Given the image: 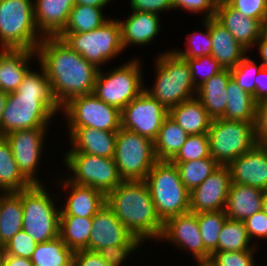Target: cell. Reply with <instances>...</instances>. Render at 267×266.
I'll return each instance as SVG.
<instances>
[{"instance_id": "1", "label": "cell", "mask_w": 267, "mask_h": 266, "mask_svg": "<svg viewBox=\"0 0 267 266\" xmlns=\"http://www.w3.org/2000/svg\"><path fill=\"white\" fill-rule=\"evenodd\" d=\"M36 53L60 107L76 96L93 93L99 68L70 49L59 37H44Z\"/></svg>"}, {"instance_id": "2", "label": "cell", "mask_w": 267, "mask_h": 266, "mask_svg": "<svg viewBox=\"0 0 267 266\" xmlns=\"http://www.w3.org/2000/svg\"><path fill=\"white\" fill-rule=\"evenodd\" d=\"M27 71L15 92L8 93L1 120V136L30 128H48L61 107L54 99L46 72L40 65Z\"/></svg>"}, {"instance_id": "3", "label": "cell", "mask_w": 267, "mask_h": 266, "mask_svg": "<svg viewBox=\"0 0 267 266\" xmlns=\"http://www.w3.org/2000/svg\"><path fill=\"white\" fill-rule=\"evenodd\" d=\"M106 205L127 230L144 243L157 241L163 230L145 181H123L106 195ZM155 239V240H154Z\"/></svg>"}, {"instance_id": "4", "label": "cell", "mask_w": 267, "mask_h": 266, "mask_svg": "<svg viewBox=\"0 0 267 266\" xmlns=\"http://www.w3.org/2000/svg\"><path fill=\"white\" fill-rule=\"evenodd\" d=\"M155 82L152 88L145 86L152 97L168 110L184 101L196 97L190 66L172 50H166L156 58Z\"/></svg>"}, {"instance_id": "5", "label": "cell", "mask_w": 267, "mask_h": 266, "mask_svg": "<svg viewBox=\"0 0 267 266\" xmlns=\"http://www.w3.org/2000/svg\"><path fill=\"white\" fill-rule=\"evenodd\" d=\"M145 182L158 217L167 219L190 212V192L180 179L177 166L169 160H157Z\"/></svg>"}, {"instance_id": "6", "label": "cell", "mask_w": 267, "mask_h": 266, "mask_svg": "<svg viewBox=\"0 0 267 266\" xmlns=\"http://www.w3.org/2000/svg\"><path fill=\"white\" fill-rule=\"evenodd\" d=\"M43 38L33 0H0V49L36 51Z\"/></svg>"}, {"instance_id": "7", "label": "cell", "mask_w": 267, "mask_h": 266, "mask_svg": "<svg viewBox=\"0 0 267 266\" xmlns=\"http://www.w3.org/2000/svg\"><path fill=\"white\" fill-rule=\"evenodd\" d=\"M54 199L43 184H32L22 190V230L37 243L59 236L61 208Z\"/></svg>"}, {"instance_id": "8", "label": "cell", "mask_w": 267, "mask_h": 266, "mask_svg": "<svg viewBox=\"0 0 267 266\" xmlns=\"http://www.w3.org/2000/svg\"><path fill=\"white\" fill-rule=\"evenodd\" d=\"M57 37L99 69L124 51L119 19L110 18L89 32L60 33Z\"/></svg>"}, {"instance_id": "9", "label": "cell", "mask_w": 267, "mask_h": 266, "mask_svg": "<svg viewBox=\"0 0 267 266\" xmlns=\"http://www.w3.org/2000/svg\"><path fill=\"white\" fill-rule=\"evenodd\" d=\"M141 63L134 58L110 72L99 69L93 93L121 111L145 90Z\"/></svg>"}, {"instance_id": "10", "label": "cell", "mask_w": 267, "mask_h": 266, "mask_svg": "<svg viewBox=\"0 0 267 266\" xmlns=\"http://www.w3.org/2000/svg\"><path fill=\"white\" fill-rule=\"evenodd\" d=\"M254 123L213 119L207 132L210 156L219 165H229L250 151L257 144Z\"/></svg>"}, {"instance_id": "11", "label": "cell", "mask_w": 267, "mask_h": 266, "mask_svg": "<svg viewBox=\"0 0 267 266\" xmlns=\"http://www.w3.org/2000/svg\"><path fill=\"white\" fill-rule=\"evenodd\" d=\"M113 159L123 181H145L157 161L151 139L122 127L117 131Z\"/></svg>"}, {"instance_id": "12", "label": "cell", "mask_w": 267, "mask_h": 266, "mask_svg": "<svg viewBox=\"0 0 267 266\" xmlns=\"http://www.w3.org/2000/svg\"><path fill=\"white\" fill-rule=\"evenodd\" d=\"M63 158L72 174L65 177L70 182L95 188L105 196L123 182L113 158L86 153H65Z\"/></svg>"}, {"instance_id": "13", "label": "cell", "mask_w": 267, "mask_h": 266, "mask_svg": "<svg viewBox=\"0 0 267 266\" xmlns=\"http://www.w3.org/2000/svg\"><path fill=\"white\" fill-rule=\"evenodd\" d=\"M67 127H91L117 132L121 128V111L94 93L76 96L61 107Z\"/></svg>"}, {"instance_id": "14", "label": "cell", "mask_w": 267, "mask_h": 266, "mask_svg": "<svg viewBox=\"0 0 267 266\" xmlns=\"http://www.w3.org/2000/svg\"><path fill=\"white\" fill-rule=\"evenodd\" d=\"M168 109L147 91H143L121 110V127L154 141Z\"/></svg>"}, {"instance_id": "15", "label": "cell", "mask_w": 267, "mask_h": 266, "mask_svg": "<svg viewBox=\"0 0 267 266\" xmlns=\"http://www.w3.org/2000/svg\"><path fill=\"white\" fill-rule=\"evenodd\" d=\"M47 130L48 128L22 129L4 136L11 146L20 172L31 184H43L37 177V171Z\"/></svg>"}, {"instance_id": "16", "label": "cell", "mask_w": 267, "mask_h": 266, "mask_svg": "<svg viewBox=\"0 0 267 266\" xmlns=\"http://www.w3.org/2000/svg\"><path fill=\"white\" fill-rule=\"evenodd\" d=\"M172 243L180 250H188L196 260H207L210 254L204 249L198 225V213L188 212L167 219L158 241Z\"/></svg>"}, {"instance_id": "17", "label": "cell", "mask_w": 267, "mask_h": 266, "mask_svg": "<svg viewBox=\"0 0 267 266\" xmlns=\"http://www.w3.org/2000/svg\"><path fill=\"white\" fill-rule=\"evenodd\" d=\"M231 172L228 165H219L208 178L190 192V212L225 210Z\"/></svg>"}, {"instance_id": "18", "label": "cell", "mask_w": 267, "mask_h": 266, "mask_svg": "<svg viewBox=\"0 0 267 266\" xmlns=\"http://www.w3.org/2000/svg\"><path fill=\"white\" fill-rule=\"evenodd\" d=\"M231 182L267 191V149L256 144L229 165Z\"/></svg>"}, {"instance_id": "19", "label": "cell", "mask_w": 267, "mask_h": 266, "mask_svg": "<svg viewBox=\"0 0 267 266\" xmlns=\"http://www.w3.org/2000/svg\"><path fill=\"white\" fill-rule=\"evenodd\" d=\"M135 238L105 204L93 216L89 250L98 252L108 246L130 244Z\"/></svg>"}, {"instance_id": "20", "label": "cell", "mask_w": 267, "mask_h": 266, "mask_svg": "<svg viewBox=\"0 0 267 266\" xmlns=\"http://www.w3.org/2000/svg\"><path fill=\"white\" fill-rule=\"evenodd\" d=\"M214 18L248 51L263 33V23L260 20L246 17L226 0L219 1Z\"/></svg>"}, {"instance_id": "21", "label": "cell", "mask_w": 267, "mask_h": 266, "mask_svg": "<svg viewBox=\"0 0 267 266\" xmlns=\"http://www.w3.org/2000/svg\"><path fill=\"white\" fill-rule=\"evenodd\" d=\"M70 150L66 153H86L89 155L113 158L117 132L91 127H68Z\"/></svg>"}, {"instance_id": "22", "label": "cell", "mask_w": 267, "mask_h": 266, "mask_svg": "<svg viewBox=\"0 0 267 266\" xmlns=\"http://www.w3.org/2000/svg\"><path fill=\"white\" fill-rule=\"evenodd\" d=\"M58 182L61 191L70 190L60 216L93 217L106 204V196L95 188L75 184L64 177Z\"/></svg>"}, {"instance_id": "23", "label": "cell", "mask_w": 267, "mask_h": 266, "mask_svg": "<svg viewBox=\"0 0 267 266\" xmlns=\"http://www.w3.org/2000/svg\"><path fill=\"white\" fill-rule=\"evenodd\" d=\"M160 14L133 11L126 20H120L123 48L130 45H148L161 33Z\"/></svg>"}, {"instance_id": "24", "label": "cell", "mask_w": 267, "mask_h": 266, "mask_svg": "<svg viewBox=\"0 0 267 266\" xmlns=\"http://www.w3.org/2000/svg\"><path fill=\"white\" fill-rule=\"evenodd\" d=\"M35 21L43 37H57L65 28L74 0H33Z\"/></svg>"}, {"instance_id": "25", "label": "cell", "mask_w": 267, "mask_h": 266, "mask_svg": "<svg viewBox=\"0 0 267 266\" xmlns=\"http://www.w3.org/2000/svg\"><path fill=\"white\" fill-rule=\"evenodd\" d=\"M34 56L37 59V53L33 50L0 49V90L15 92L24 75L32 68L29 62Z\"/></svg>"}, {"instance_id": "26", "label": "cell", "mask_w": 267, "mask_h": 266, "mask_svg": "<svg viewBox=\"0 0 267 266\" xmlns=\"http://www.w3.org/2000/svg\"><path fill=\"white\" fill-rule=\"evenodd\" d=\"M211 55L223 69L234 68L249 52L215 18H210Z\"/></svg>"}, {"instance_id": "27", "label": "cell", "mask_w": 267, "mask_h": 266, "mask_svg": "<svg viewBox=\"0 0 267 266\" xmlns=\"http://www.w3.org/2000/svg\"><path fill=\"white\" fill-rule=\"evenodd\" d=\"M263 196L259 188L231 182L225 206L227 218L244 221L254 215L262 209Z\"/></svg>"}, {"instance_id": "28", "label": "cell", "mask_w": 267, "mask_h": 266, "mask_svg": "<svg viewBox=\"0 0 267 266\" xmlns=\"http://www.w3.org/2000/svg\"><path fill=\"white\" fill-rule=\"evenodd\" d=\"M231 78L230 69H223L197 88L196 98L213 119L222 118L225 115L226 89Z\"/></svg>"}, {"instance_id": "29", "label": "cell", "mask_w": 267, "mask_h": 266, "mask_svg": "<svg viewBox=\"0 0 267 266\" xmlns=\"http://www.w3.org/2000/svg\"><path fill=\"white\" fill-rule=\"evenodd\" d=\"M168 115L188 135L207 134L213 120L196 97L171 107Z\"/></svg>"}, {"instance_id": "30", "label": "cell", "mask_w": 267, "mask_h": 266, "mask_svg": "<svg viewBox=\"0 0 267 266\" xmlns=\"http://www.w3.org/2000/svg\"><path fill=\"white\" fill-rule=\"evenodd\" d=\"M22 190L0 194V245L4 246L22 230Z\"/></svg>"}, {"instance_id": "31", "label": "cell", "mask_w": 267, "mask_h": 266, "mask_svg": "<svg viewBox=\"0 0 267 266\" xmlns=\"http://www.w3.org/2000/svg\"><path fill=\"white\" fill-rule=\"evenodd\" d=\"M227 104L225 115L226 120L255 122L257 102L253 96L243 89L231 78L226 89Z\"/></svg>"}, {"instance_id": "32", "label": "cell", "mask_w": 267, "mask_h": 266, "mask_svg": "<svg viewBox=\"0 0 267 266\" xmlns=\"http://www.w3.org/2000/svg\"><path fill=\"white\" fill-rule=\"evenodd\" d=\"M31 185L20 172L9 142L4 136H0V190L19 192Z\"/></svg>"}, {"instance_id": "33", "label": "cell", "mask_w": 267, "mask_h": 266, "mask_svg": "<svg viewBox=\"0 0 267 266\" xmlns=\"http://www.w3.org/2000/svg\"><path fill=\"white\" fill-rule=\"evenodd\" d=\"M188 134L168 115L153 141L157 160H171L184 145Z\"/></svg>"}, {"instance_id": "34", "label": "cell", "mask_w": 267, "mask_h": 266, "mask_svg": "<svg viewBox=\"0 0 267 266\" xmlns=\"http://www.w3.org/2000/svg\"><path fill=\"white\" fill-rule=\"evenodd\" d=\"M93 217L60 216L59 236L73 251L89 250Z\"/></svg>"}, {"instance_id": "35", "label": "cell", "mask_w": 267, "mask_h": 266, "mask_svg": "<svg viewBox=\"0 0 267 266\" xmlns=\"http://www.w3.org/2000/svg\"><path fill=\"white\" fill-rule=\"evenodd\" d=\"M74 251L60 236L52 240L37 243L31 257L33 266H73Z\"/></svg>"}, {"instance_id": "36", "label": "cell", "mask_w": 267, "mask_h": 266, "mask_svg": "<svg viewBox=\"0 0 267 266\" xmlns=\"http://www.w3.org/2000/svg\"><path fill=\"white\" fill-rule=\"evenodd\" d=\"M257 247L256 244L252 246L244 221L226 219L219 234L217 251L259 250Z\"/></svg>"}, {"instance_id": "37", "label": "cell", "mask_w": 267, "mask_h": 266, "mask_svg": "<svg viewBox=\"0 0 267 266\" xmlns=\"http://www.w3.org/2000/svg\"><path fill=\"white\" fill-rule=\"evenodd\" d=\"M103 9L75 4L61 33H82L99 28L110 18L105 17Z\"/></svg>"}, {"instance_id": "38", "label": "cell", "mask_w": 267, "mask_h": 266, "mask_svg": "<svg viewBox=\"0 0 267 266\" xmlns=\"http://www.w3.org/2000/svg\"><path fill=\"white\" fill-rule=\"evenodd\" d=\"M172 163L177 166L180 179L189 192L204 182L219 166L211 156L193 161Z\"/></svg>"}, {"instance_id": "39", "label": "cell", "mask_w": 267, "mask_h": 266, "mask_svg": "<svg viewBox=\"0 0 267 266\" xmlns=\"http://www.w3.org/2000/svg\"><path fill=\"white\" fill-rule=\"evenodd\" d=\"M227 216L225 210L198 213V225L204 249L211 255L217 251L218 238Z\"/></svg>"}, {"instance_id": "40", "label": "cell", "mask_w": 267, "mask_h": 266, "mask_svg": "<svg viewBox=\"0 0 267 266\" xmlns=\"http://www.w3.org/2000/svg\"><path fill=\"white\" fill-rule=\"evenodd\" d=\"M202 21L205 31L192 32V35L187 34L189 38H186V49L178 50L176 48L172 50L177 56L183 59H193L211 55V48L213 43L210 36V18Z\"/></svg>"}, {"instance_id": "41", "label": "cell", "mask_w": 267, "mask_h": 266, "mask_svg": "<svg viewBox=\"0 0 267 266\" xmlns=\"http://www.w3.org/2000/svg\"><path fill=\"white\" fill-rule=\"evenodd\" d=\"M210 157L207 134L188 135L184 145L170 160L171 162H186Z\"/></svg>"}, {"instance_id": "42", "label": "cell", "mask_w": 267, "mask_h": 266, "mask_svg": "<svg viewBox=\"0 0 267 266\" xmlns=\"http://www.w3.org/2000/svg\"><path fill=\"white\" fill-rule=\"evenodd\" d=\"M261 68V64H257L252 57L250 58L246 55L234 68L230 69V71L232 79L238 86L254 96L256 89L255 78Z\"/></svg>"}, {"instance_id": "43", "label": "cell", "mask_w": 267, "mask_h": 266, "mask_svg": "<svg viewBox=\"0 0 267 266\" xmlns=\"http://www.w3.org/2000/svg\"><path fill=\"white\" fill-rule=\"evenodd\" d=\"M185 60L190 66L192 82L196 89L223 70V67L212 55Z\"/></svg>"}, {"instance_id": "44", "label": "cell", "mask_w": 267, "mask_h": 266, "mask_svg": "<svg viewBox=\"0 0 267 266\" xmlns=\"http://www.w3.org/2000/svg\"><path fill=\"white\" fill-rule=\"evenodd\" d=\"M257 250L215 251L209 260L214 266H256L254 254Z\"/></svg>"}, {"instance_id": "45", "label": "cell", "mask_w": 267, "mask_h": 266, "mask_svg": "<svg viewBox=\"0 0 267 266\" xmlns=\"http://www.w3.org/2000/svg\"><path fill=\"white\" fill-rule=\"evenodd\" d=\"M142 244H144V242L139 237H136L130 244L108 246L99 250L98 253L111 266H124L123 263L126 262L129 255H131V253L134 254Z\"/></svg>"}, {"instance_id": "46", "label": "cell", "mask_w": 267, "mask_h": 266, "mask_svg": "<svg viewBox=\"0 0 267 266\" xmlns=\"http://www.w3.org/2000/svg\"><path fill=\"white\" fill-rule=\"evenodd\" d=\"M36 245L34 238L21 230L4 245V254L31 259Z\"/></svg>"}, {"instance_id": "47", "label": "cell", "mask_w": 267, "mask_h": 266, "mask_svg": "<svg viewBox=\"0 0 267 266\" xmlns=\"http://www.w3.org/2000/svg\"><path fill=\"white\" fill-rule=\"evenodd\" d=\"M220 0H172L174 9L190 13H204L203 20L214 18ZM206 14V15H205Z\"/></svg>"}, {"instance_id": "48", "label": "cell", "mask_w": 267, "mask_h": 266, "mask_svg": "<svg viewBox=\"0 0 267 266\" xmlns=\"http://www.w3.org/2000/svg\"><path fill=\"white\" fill-rule=\"evenodd\" d=\"M234 9L246 17L260 20L264 23L267 16V0H226Z\"/></svg>"}, {"instance_id": "49", "label": "cell", "mask_w": 267, "mask_h": 266, "mask_svg": "<svg viewBox=\"0 0 267 266\" xmlns=\"http://www.w3.org/2000/svg\"><path fill=\"white\" fill-rule=\"evenodd\" d=\"M244 224L252 241L255 238L267 240V215L262 210L246 218Z\"/></svg>"}, {"instance_id": "50", "label": "cell", "mask_w": 267, "mask_h": 266, "mask_svg": "<svg viewBox=\"0 0 267 266\" xmlns=\"http://www.w3.org/2000/svg\"><path fill=\"white\" fill-rule=\"evenodd\" d=\"M129 5L132 11H146L157 14L174 10L172 0H130Z\"/></svg>"}, {"instance_id": "51", "label": "cell", "mask_w": 267, "mask_h": 266, "mask_svg": "<svg viewBox=\"0 0 267 266\" xmlns=\"http://www.w3.org/2000/svg\"><path fill=\"white\" fill-rule=\"evenodd\" d=\"M255 139L257 144L267 143V101L259 102L256 106V119L254 123Z\"/></svg>"}, {"instance_id": "52", "label": "cell", "mask_w": 267, "mask_h": 266, "mask_svg": "<svg viewBox=\"0 0 267 266\" xmlns=\"http://www.w3.org/2000/svg\"><path fill=\"white\" fill-rule=\"evenodd\" d=\"M73 266H111L95 251L82 249L74 251Z\"/></svg>"}, {"instance_id": "53", "label": "cell", "mask_w": 267, "mask_h": 266, "mask_svg": "<svg viewBox=\"0 0 267 266\" xmlns=\"http://www.w3.org/2000/svg\"><path fill=\"white\" fill-rule=\"evenodd\" d=\"M255 94L254 100L259 102L267 101V68H261L255 78Z\"/></svg>"}, {"instance_id": "54", "label": "cell", "mask_w": 267, "mask_h": 266, "mask_svg": "<svg viewBox=\"0 0 267 266\" xmlns=\"http://www.w3.org/2000/svg\"><path fill=\"white\" fill-rule=\"evenodd\" d=\"M0 266H33L31 259L3 254Z\"/></svg>"}, {"instance_id": "55", "label": "cell", "mask_w": 267, "mask_h": 266, "mask_svg": "<svg viewBox=\"0 0 267 266\" xmlns=\"http://www.w3.org/2000/svg\"><path fill=\"white\" fill-rule=\"evenodd\" d=\"M254 46H257L256 49L258 48L262 67L267 68V35L262 33Z\"/></svg>"}, {"instance_id": "56", "label": "cell", "mask_w": 267, "mask_h": 266, "mask_svg": "<svg viewBox=\"0 0 267 266\" xmlns=\"http://www.w3.org/2000/svg\"><path fill=\"white\" fill-rule=\"evenodd\" d=\"M111 0H74L75 4L104 8Z\"/></svg>"}, {"instance_id": "57", "label": "cell", "mask_w": 267, "mask_h": 266, "mask_svg": "<svg viewBox=\"0 0 267 266\" xmlns=\"http://www.w3.org/2000/svg\"><path fill=\"white\" fill-rule=\"evenodd\" d=\"M7 95H8L7 92L0 90V136H1V120L7 100Z\"/></svg>"}, {"instance_id": "58", "label": "cell", "mask_w": 267, "mask_h": 266, "mask_svg": "<svg viewBox=\"0 0 267 266\" xmlns=\"http://www.w3.org/2000/svg\"><path fill=\"white\" fill-rule=\"evenodd\" d=\"M261 210L267 215V191L264 192V196L262 198V209Z\"/></svg>"}, {"instance_id": "59", "label": "cell", "mask_w": 267, "mask_h": 266, "mask_svg": "<svg viewBox=\"0 0 267 266\" xmlns=\"http://www.w3.org/2000/svg\"><path fill=\"white\" fill-rule=\"evenodd\" d=\"M196 262L198 263L197 266H214L209 259H207V260H196Z\"/></svg>"}, {"instance_id": "60", "label": "cell", "mask_w": 267, "mask_h": 266, "mask_svg": "<svg viewBox=\"0 0 267 266\" xmlns=\"http://www.w3.org/2000/svg\"><path fill=\"white\" fill-rule=\"evenodd\" d=\"M263 33L267 35V16L263 23Z\"/></svg>"}, {"instance_id": "61", "label": "cell", "mask_w": 267, "mask_h": 266, "mask_svg": "<svg viewBox=\"0 0 267 266\" xmlns=\"http://www.w3.org/2000/svg\"><path fill=\"white\" fill-rule=\"evenodd\" d=\"M3 254H4V246L0 245V264H1Z\"/></svg>"}]
</instances>
